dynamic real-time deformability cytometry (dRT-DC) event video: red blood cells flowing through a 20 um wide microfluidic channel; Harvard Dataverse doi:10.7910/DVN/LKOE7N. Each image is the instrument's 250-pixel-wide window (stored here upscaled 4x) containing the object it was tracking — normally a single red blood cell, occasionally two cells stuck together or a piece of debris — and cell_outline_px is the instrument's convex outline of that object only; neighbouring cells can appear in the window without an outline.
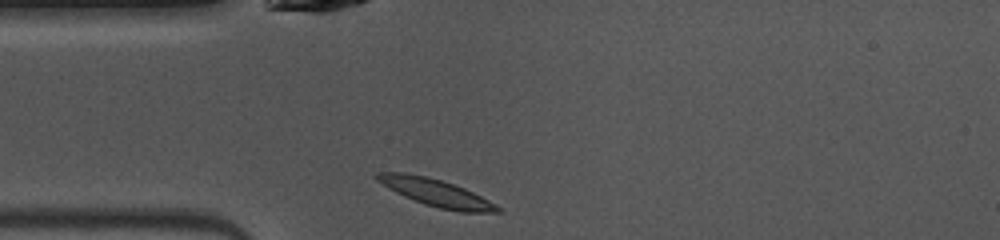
{"species": "common noctule bat (a hibernating species)", "species_latin": "Nyctalus noctula", "temperature_condition": "warm", "stored_images_in_passage": 38, "camera_frame_rate_fps": 3000, "um_per_image_px": 0.085, "animal": {"sex": "female", "body_mass_g": 10.0, "forearm_length_mm": 53.1}, "frame": {"image": 1, "passage_image": 1, "time_ms": 0.0, "image_size_px": [1000, 240], "cell_outline_px": [[504, 208], [500, 212], [460, 212], [440, 208], [424, 204], [404, 196], [396, 192], [376, 180], [372, 176], [376, 172], [404, 172], [424, 176], [440, 180], [464, 188]], "centroid_in_image_um": [37.05, 16.38], "position_along_channel_um": 48.0, "area_um2": 18.96}}
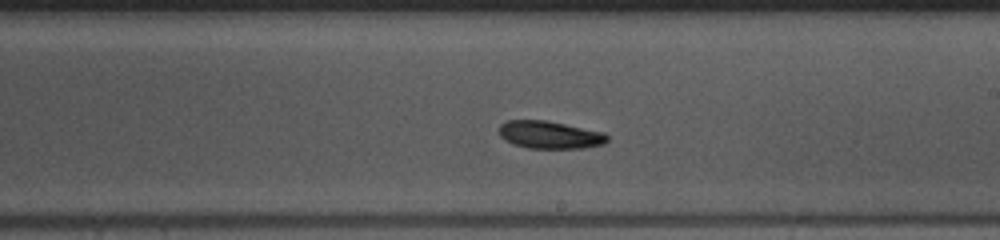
{"frame": {"image": 2, "passage_image": 16, "time_ms": 5.0, "image_size_px": [1000, 240], "cell_outline_px": [[608, 140], [604, 144], [584, 148], [528, 148], [512, 144], [504, 140], [500, 136], [500, 124], [508, 120], [544, 120], [604, 132], [608, 136]], "centroid_in_image_um": [46.72, 11.47], "position_along_channel_um": 242.3, "area_um2": 17.4}}
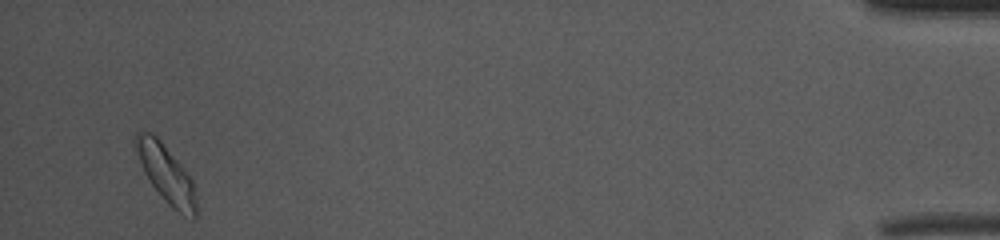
{"frame": {"image": 3, "passage_image": 36, "time_ms": 11.667, "image_size_px": [1000, 240], "cell_outline_px": [[196, 220], [192, 220], [184, 216], [172, 208], [168, 204], [152, 184], [144, 172], [132, 144], [132, 140], [136, 132], [152, 132], [160, 140], [184, 168], [192, 180], [196, 196]], "centroid_in_image_um": [14.11, 14.77], "position_along_channel_um": 421.1, "area_um2": 20.46}}